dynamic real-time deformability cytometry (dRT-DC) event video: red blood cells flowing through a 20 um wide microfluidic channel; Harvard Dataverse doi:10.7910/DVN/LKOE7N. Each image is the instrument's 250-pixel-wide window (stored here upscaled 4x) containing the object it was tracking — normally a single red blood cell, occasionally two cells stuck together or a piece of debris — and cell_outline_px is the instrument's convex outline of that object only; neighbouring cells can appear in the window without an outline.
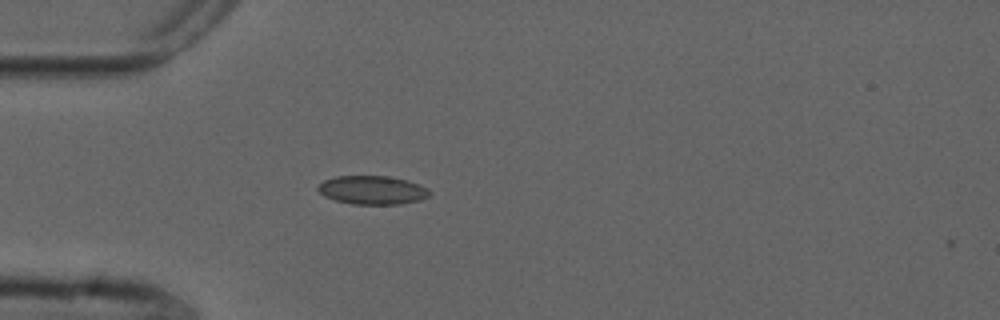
{"species": "common noctule bat (a hibernating species)", "species_latin": "Nyctalus noctula", "temperature_condition": "cold", "stored_images_in_passage": 40, "camera_frame_rate_fps": 3000, "um_per_image_px": 0.085, "animal": {"sex": "male", "forearm_length_mm": 52.5}, "frame": {"image": 1, "passage_image": 1, "time_ms": 0.0, "image_size_px": [1000, 320], "cell_outline_px": [[432, 192], [428, 196], [420, 200], [400, 204], [352, 204], [336, 200], [324, 196], [316, 188], [324, 180], [336, 176], [388, 176], [404, 180], [428, 188]], "centroid_in_image_um": [31.64, 16.16], "position_along_channel_um": 53.4, "area_um2": 18.44}}
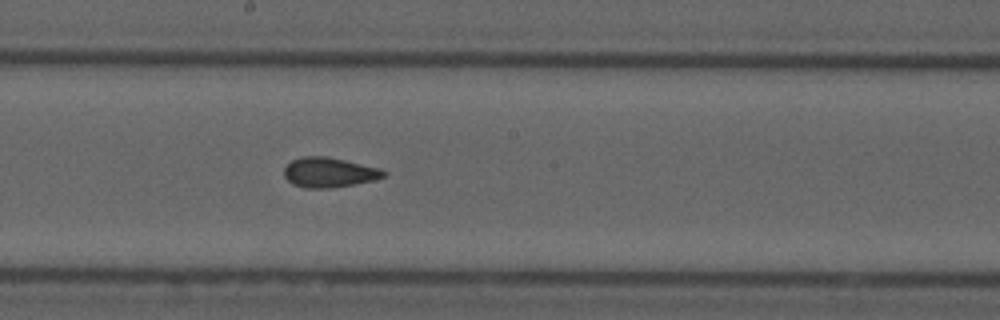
{"frame": {"image": 2, "passage_image": 15, "time_ms": 4.667, "image_size_px": [1000, 320], "cell_outline_px": [[388, 172], [384, 176], [376, 180], [332, 188], [304, 188], [292, 184], [284, 176], [284, 168], [292, 160], [304, 156], [324, 156], [344, 160], [380, 168]], "centroid_in_image_um": [27.98, 14.66], "position_along_channel_um": 220.2, "area_um2": 17.34}}
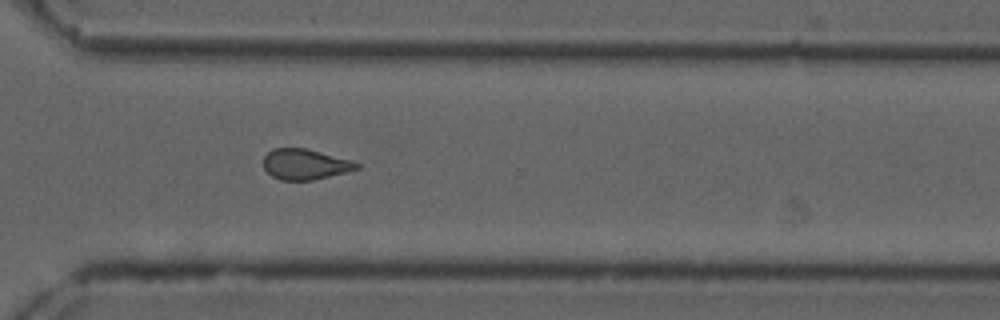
{"frame": {"image": 3, "passage_image": 25, "time_ms": 8.0, "image_size_px": [1000, 320], "cell_outline_px": [[360, 168], [312, 180], [280, 180], [272, 176], [264, 168], [264, 156], [272, 148], [304, 148], [352, 160], [360, 164]], "centroid_in_image_um": [25.92, 13.96], "position_along_channel_um": 344.7, "area_um2": 16.42}, "authors_computed_cell_mechanics": {"area_um2": 17.34, "velocity_mm_per_s": 3.7432, "shape_relaxation_time_tau1_ms": null, "shape_relaxation_time_tau2_ms": 2.8927, "deformation_change_tau1": null, "deformation_change_tau2": 0.0725}}